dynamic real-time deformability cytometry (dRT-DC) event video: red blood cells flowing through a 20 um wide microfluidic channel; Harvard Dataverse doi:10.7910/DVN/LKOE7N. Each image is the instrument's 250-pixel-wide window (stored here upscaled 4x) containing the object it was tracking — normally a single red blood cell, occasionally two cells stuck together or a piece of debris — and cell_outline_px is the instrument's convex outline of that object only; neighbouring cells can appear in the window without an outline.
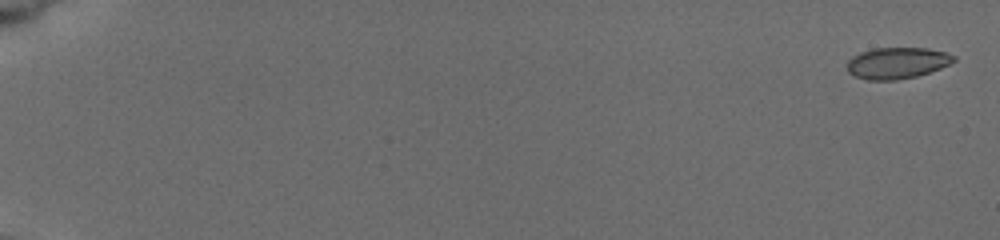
{"species": "common noctule bat (a hibernating species)", "species_latin": "Nyctalus noctula", "temperature_condition": "cold", "stored_images_in_passage": 9, "camera_frame_rate_fps": 3000, "um_per_image_px": 0.085, "animal": {"sex": "female", "body_mass_g": 19.5, "forearm_length_mm": 54.1}, "frame": {"image": 1, "passage_image": 1, "time_ms": 0.0, "image_size_px": [1000, 240], "cell_outline_px": [[956, 60], [940, 68], [916, 76], [896, 80], [868, 80], [856, 76], [848, 72], [848, 60], [852, 56], [860, 52], [872, 48], [928, 48], [944, 52], [956, 56]], "centroid_in_image_um": [76.24, 5.34], "position_along_channel_um": 8.8, "area_um2": 19.36}}
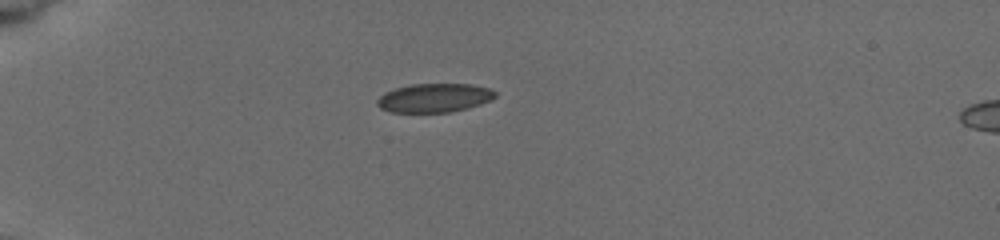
{"frame": {"image": 2, "passage_image": 7, "time_ms": 5.333, "image_size_px": [1000, 240], "cell_outline_px": [[496, 96], [480, 104], [448, 112], [392, 112], [380, 108], [376, 104], [376, 100], [384, 92], [396, 88], [412, 84], [472, 84], [488, 88], [496, 92]], "centroid_in_image_um": [36.87, 8.31], "position_along_channel_um": 48.1, "area_um2": 19.59}}